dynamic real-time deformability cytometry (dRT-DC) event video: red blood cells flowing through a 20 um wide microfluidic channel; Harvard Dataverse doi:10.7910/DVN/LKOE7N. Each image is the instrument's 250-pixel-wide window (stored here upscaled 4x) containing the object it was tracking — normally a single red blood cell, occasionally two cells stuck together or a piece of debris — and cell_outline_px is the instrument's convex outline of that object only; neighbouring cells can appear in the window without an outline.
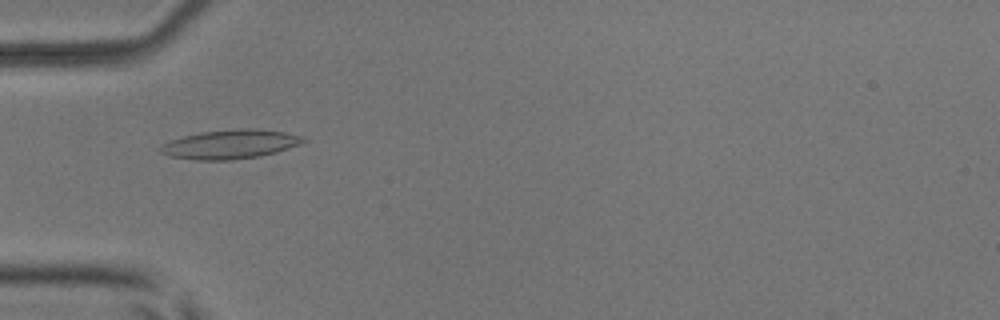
{"species": "common noctule bat (a hibernating species)", "species_latin": "Nyctalus noctula", "temperature_condition": "room temperature", "stored_images_in_passage": 51, "camera_frame_rate_fps": 3000, "um_per_image_px": 0.085, "animal": {"sex": "male", "body_mass_g": 17.9, "forearm_length_mm": 54.2}, "frame": {"image": 1, "passage_image": 17, "time_ms": 5.333, "image_size_px": [1000, 320], "cell_outline_px": [[308, 140], [300, 144], [276, 152], [260, 156], [232, 160], [196, 160], [172, 156], [160, 152], [160, 148], [164, 144], [172, 140], [184, 136], [200, 132], [244, 128], [260, 128], [284, 132], [304, 136]], "centroid_in_image_um": [19.64, 12.25], "position_along_channel_um": 65.4, "area_um2": 24.1}}
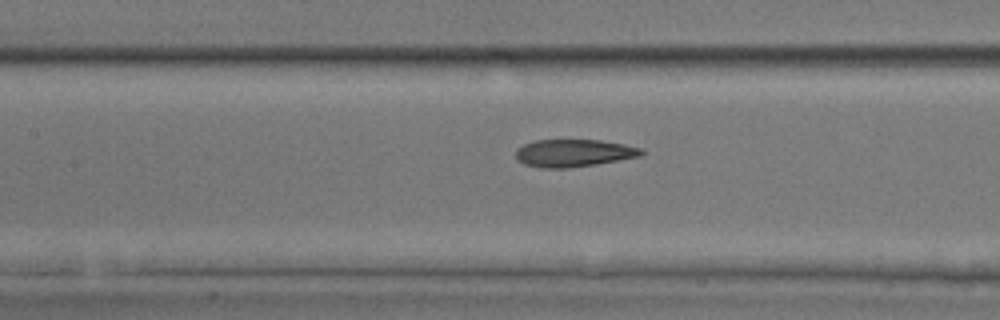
{"frame": {"image": 2, "passage_image": 24, "time_ms": 7.667, "image_size_px": [1000, 320], "cell_outline_px": [[644, 152], [640, 156], [596, 164], [568, 168], [544, 168], [524, 164], [516, 160], [516, 148], [524, 144], [536, 140], [600, 140], [624, 144], [640, 148]], "centroid_in_image_um": [48.72, 13.01], "position_along_channel_um": 158.7, "area_um2": 20.06}}
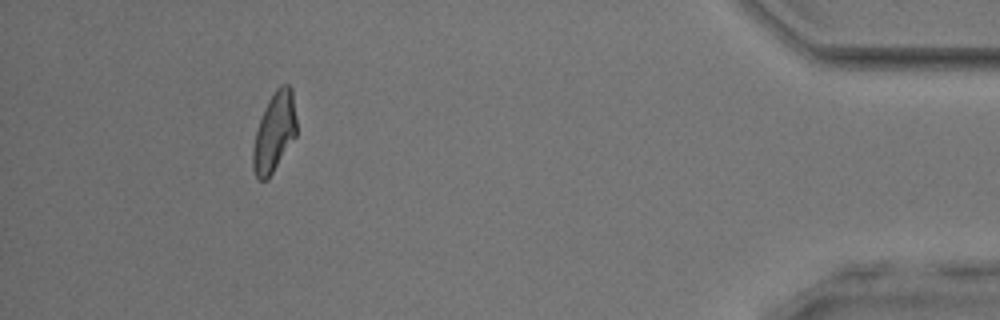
{"frame": {"image": 3, "passage_image": 47, "time_ms": 15.333, "image_size_px": [1000, 320], "cell_outline_px": [[296, 136], [268, 180], [260, 180], [256, 176], [252, 168], [252, 148], [256, 132], [260, 120], [268, 100], [276, 88], [280, 84], [288, 84], [292, 88], [296, 120]], "centroid_in_image_um": [23.31, 11.24], "position_along_channel_um": 411.9, "area_um2": 20.17}, "authors_computed_cell_mechanics": {"area_um2": 21.0392, "velocity_mm_per_s": 4.0688, "shape_relaxation_time_tau1_ms": null, "shape_relaxation_time_tau2_ms": 2.0196, "deformation_change_tau1": null, "deformation_change_tau2": 0.1041}}